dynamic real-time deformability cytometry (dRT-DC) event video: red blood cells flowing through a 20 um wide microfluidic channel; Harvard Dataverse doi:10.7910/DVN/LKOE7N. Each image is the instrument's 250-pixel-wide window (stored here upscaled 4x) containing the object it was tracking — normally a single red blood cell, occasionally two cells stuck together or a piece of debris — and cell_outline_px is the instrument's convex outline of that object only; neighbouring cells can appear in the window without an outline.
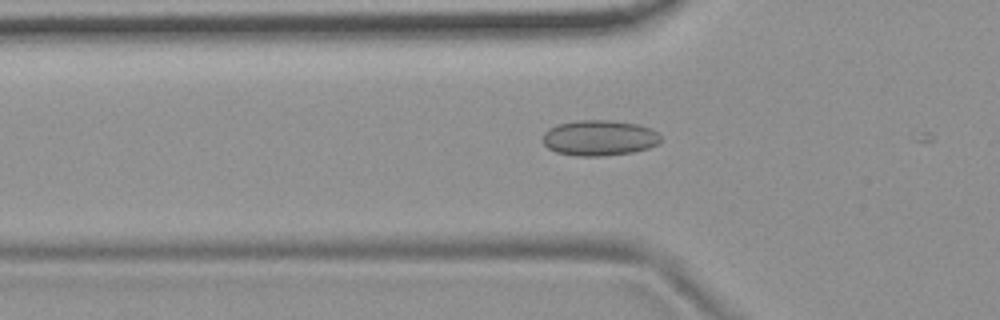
{"species": "common noctule bat (a hibernating species)", "species_latin": "Nyctalus noctula", "temperature_condition": "room temperature", "stored_images_in_passage": 10, "camera_frame_rate_fps": 3000, "um_per_image_px": 0.085, "animal": {"sex": "female", "body_mass_g": 19.9}, "frame": {"image": 1, "passage_image": 9, "time_ms": 2.667, "image_size_px": [1000, 320], "cell_outline_px": [[660, 144], [648, 148], [632, 152], [604, 156], [576, 156], [556, 152], [548, 148], [544, 144], [544, 132], [548, 128], [556, 124], [576, 120], [612, 120], [640, 124], [656, 132], [660, 136]], "centroid_in_image_um": [50.93, 11.71], "position_along_channel_um": 74.9, "area_um2": 24.62}}